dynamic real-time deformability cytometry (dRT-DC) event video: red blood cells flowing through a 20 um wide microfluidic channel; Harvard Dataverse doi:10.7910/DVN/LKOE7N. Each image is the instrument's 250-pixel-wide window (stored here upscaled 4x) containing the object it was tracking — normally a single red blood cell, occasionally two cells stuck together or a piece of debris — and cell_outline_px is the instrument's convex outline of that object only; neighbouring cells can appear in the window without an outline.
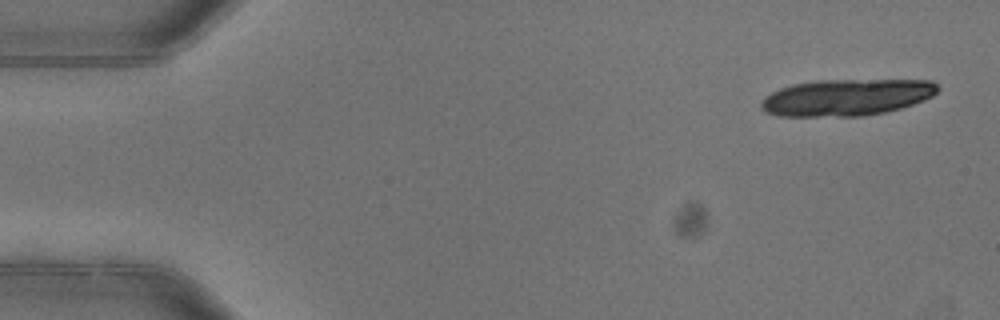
{"species": "common noctule bat (a hibernating species)", "species_latin": "Nyctalus noctula", "temperature_condition": "warm", "stored_images_in_passage": 8, "camera_frame_rate_fps": 3000, "um_per_image_px": 0.085, "animal": {"sex": "female"}, "frame": {"image": 1, "passage_image": 1, "time_ms": 0.0, "image_size_px": [1000, 320], "cell_outline_px": [[940, 88], [932, 96], [924, 100], [900, 108], [884, 112], [860, 116], [780, 116], [768, 112], [760, 108], [760, 104], [772, 92], [780, 88], [792, 84], [816, 80], [932, 80]], "centroid_in_image_um": [71.97, 8.27], "position_along_channel_um": 13.0, "area_um2": 37.51}}